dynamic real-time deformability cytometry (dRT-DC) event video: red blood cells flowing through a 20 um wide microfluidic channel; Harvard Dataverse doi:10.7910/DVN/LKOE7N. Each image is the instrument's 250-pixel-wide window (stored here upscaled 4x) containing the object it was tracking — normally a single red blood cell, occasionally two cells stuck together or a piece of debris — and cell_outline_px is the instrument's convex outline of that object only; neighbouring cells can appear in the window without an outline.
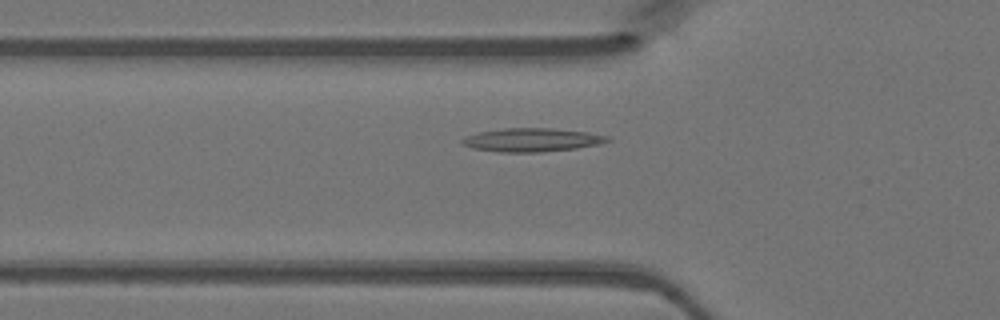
{"species": "Egyptian fruit bat (a non-hibernating species)", "species_latin": "Rousettus aegyptiacus", "temperature_condition": "warm", "stored_images_in_passage": 45, "camera_frame_rate_fps": 3000, "um_per_image_px": 0.085, "animal": {"sex": "female"}, "frame": {"image": 1, "passage_image": 14, "time_ms": 4.333, "image_size_px": [1000, 320], "cell_outline_px": [[612, 140], [600, 144], [576, 148], [544, 152], [500, 152], [472, 148], [460, 144], [460, 140], [468, 136], [480, 132], [504, 128], [552, 128], [588, 132], [612, 136]], "centroid_in_image_um": [45.27, 11.89], "position_along_channel_um": 80.5, "area_um2": 20.06}}
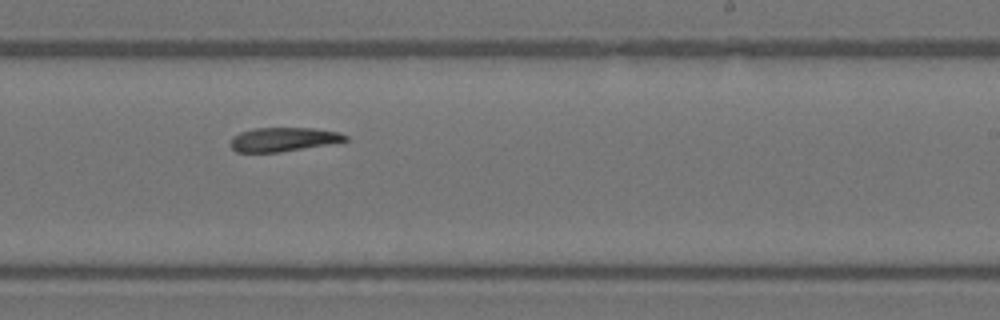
{"frame": {"image": 2, "passage_image": 27, "time_ms": 8.667, "image_size_px": [1000, 320], "cell_outline_px": [[348, 140], [328, 144], [280, 152], [236, 152], [228, 144], [232, 136], [240, 132], [256, 128], [312, 128], [336, 132], [348, 136]], "centroid_in_image_um": [24.01, 11.85], "position_along_channel_um": 265.0, "area_um2": 15.95}}
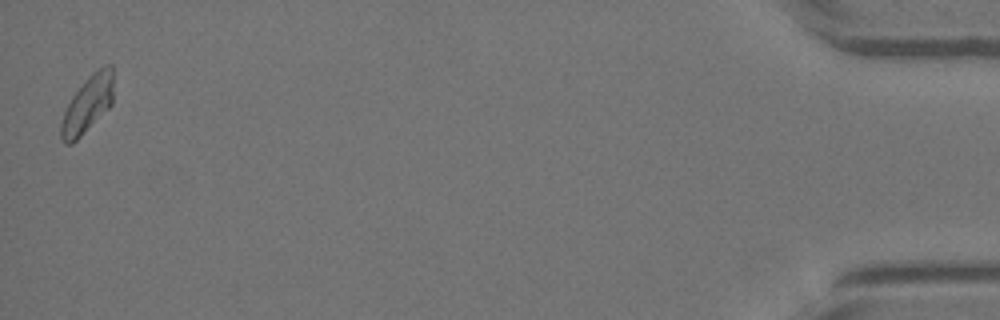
{"frame": {"image": 3, "passage_image": 45, "time_ms": 14.667, "image_size_px": [1000, 320], "cell_outline_px": [[112, 104], [72, 144], [64, 144], [60, 140], [60, 124], [64, 112], [72, 96], [88, 76], [92, 72], [104, 64], [112, 64]], "centroid_in_image_um": [7.42, 8.86], "position_along_channel_um": 427.8, "area_um2": 17.17}}